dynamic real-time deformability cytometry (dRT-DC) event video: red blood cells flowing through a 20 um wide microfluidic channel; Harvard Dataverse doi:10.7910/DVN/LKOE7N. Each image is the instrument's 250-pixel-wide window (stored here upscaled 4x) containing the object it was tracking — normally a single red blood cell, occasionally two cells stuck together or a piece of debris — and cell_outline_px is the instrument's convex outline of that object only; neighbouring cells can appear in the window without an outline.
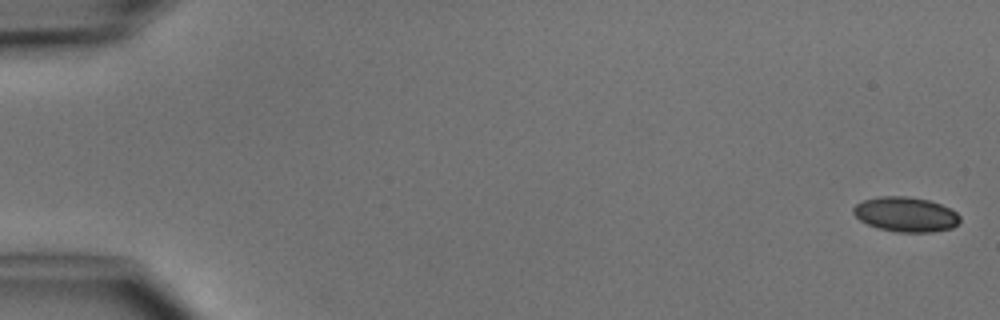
{"species": "common noctule bat (a hibernating species)", "species_latin": "Nyctalus noctula", "temperature_condition": "cold", "stored_images_in_passage": 5, "camera_frame_rate_fps": 3000, "um_per_image_px": 0.085, "animal": {"sex": "male", "body_mass_g": 15.6}, "frame": {"image": 1, "passage_image": 1, "time_ms": 0.0, "image_size_px": [1000, 320], "cell_outline_px": [[960, 220], [952, 228], [932, 232], [896, 232], [880, 228], [868, 224], [860, 220], [852, 212], [852, 208], [856, 204], [864, 200], [880, 196], [908, 196], [928, 200], [952, 208], [960, 216]], "centroid_in_image_um": [77.0, 18.21], "position_along_channel_um": 8.0, "area_um2": 21.62}}
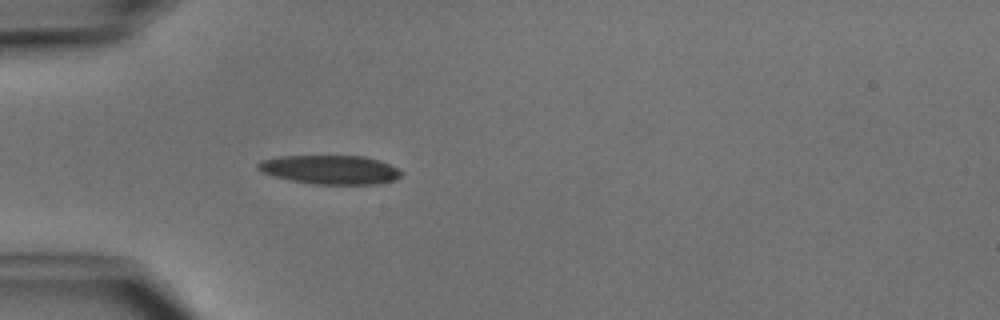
{"frame": {"image": 2, "passage_image": 5, "time_ms": 4.667, "image_size_px": [1000, 320], "cell_outline_px": [[400, 176], [396, 180], [380, 184], [312, 184], [292, 180], [260, 172], [256, 168], [256, 164], [260, 160], [280, 156], [364, 156], [380, 160], [396, 168], [400, 172]], "centroid_in_image_um": [28.04, 14.42], "position_along_channel_um": 57.0, "area_um2": 24.16}}